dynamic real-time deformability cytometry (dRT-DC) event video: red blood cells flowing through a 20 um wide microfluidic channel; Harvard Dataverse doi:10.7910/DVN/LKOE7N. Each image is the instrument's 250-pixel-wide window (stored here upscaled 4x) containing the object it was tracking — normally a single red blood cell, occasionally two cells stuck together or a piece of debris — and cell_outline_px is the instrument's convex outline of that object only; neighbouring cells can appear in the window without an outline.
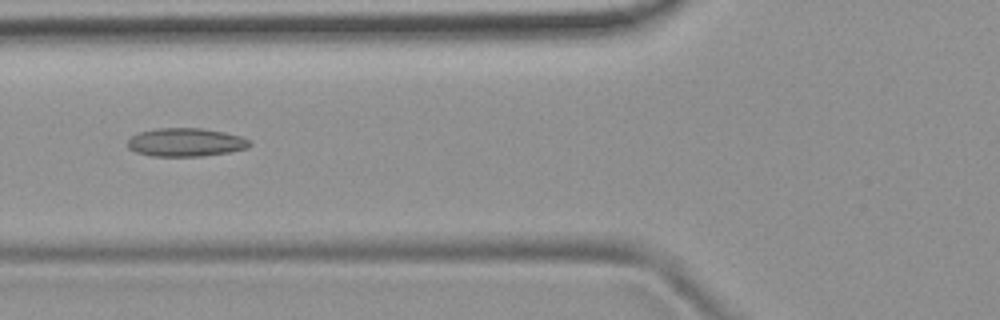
{"species": "common noctule bat (a hibernating species)", "species_latin": "Nyctalus noctula", "temperature_condition": "room temperature", "stored_images_in_passage": 48, "camera_frame_rate_fps": 3000, "um_per_image_px": 0.085, "animal": {"sex": "female", "body_mass_g": 19.9}, "frame": {"image": 1, "passage_image": 16, "time_ms": 5.0, "image_size_px": [1000, 320], "cell_outline_px": [[252, 144], [248, 148], [228, 152], [200, 156], [152, 156], [136, 152], [128, 148], [128, 140], [132, 136], [140, 132], [156, 128], [200, 128], [224, 132], [240, 136], [252, 140]], "centroid_in_image_um": [15.81, 12.09], "position_along_channel_um": 110.0, "area_um2": 20.17}}
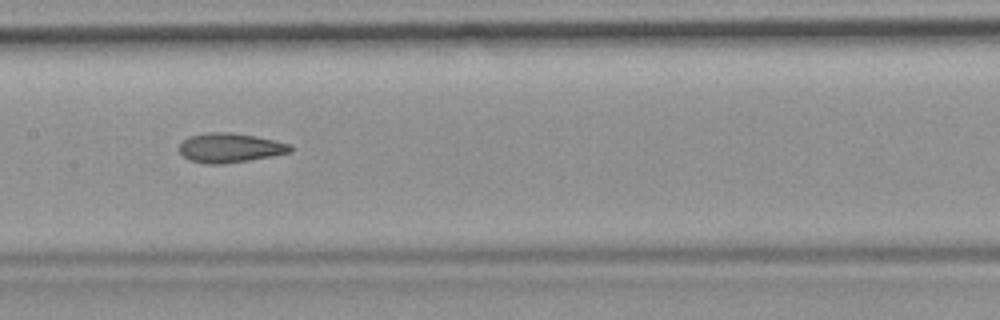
{"frame": {"image": 2, "passage_image": 22, "time_ms": 7.0, "image_size_px": [1000, 320], "cell_outline_px": [[292, 152], [272, 156], [224, 164], [204, 164], [188, 160], [180, 152], [180, 144], [188, 136], [208, 132], [232, 132], [256, 136], [276, 140], [292, 144]], "centroid_in_image_um": [19.57, 12.56], "position_along_channel_um": 187.8, "area_um2": 19.25}}
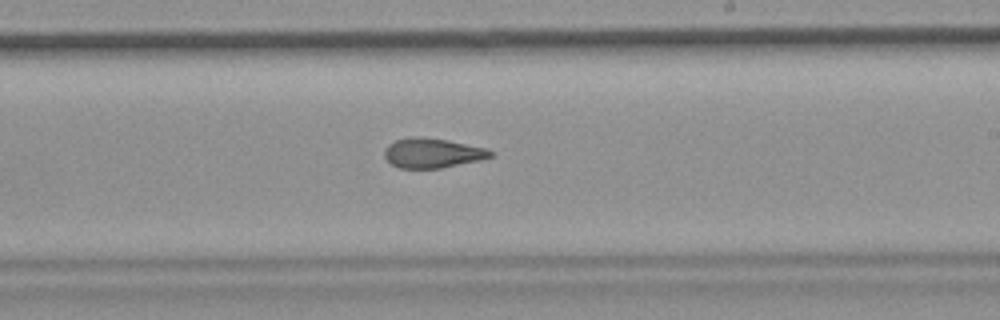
{"frame": {"image": 3, "passage_image": 27, "time_ms": 8.667, "image_size_px": [1000, 320], "cell_outline_px": [[492, 156], [480, 160], [440, 168], [400, 168], [392, 164], [384, 156], [384, 148], [388, 144], [396, 140], [412, 136], [416, 136], [448, 140], [488, 148], [492, 152]], "centroid_in_image_um": [36.74, 13.0], "position_along_channel_um": 252.3, "area_um2": 18.32}, "authors_computed_cell_mechanics": {"area_um2": 19.2474, "velocity_mm_per_s": 3.8898, "shape_relaxation_time_tau1_ms": null, "shape_relaxation_time_tau2_ms": 3.05, "deformation_change_tau1": null, "deformation_change_tau2": 0.1129}}